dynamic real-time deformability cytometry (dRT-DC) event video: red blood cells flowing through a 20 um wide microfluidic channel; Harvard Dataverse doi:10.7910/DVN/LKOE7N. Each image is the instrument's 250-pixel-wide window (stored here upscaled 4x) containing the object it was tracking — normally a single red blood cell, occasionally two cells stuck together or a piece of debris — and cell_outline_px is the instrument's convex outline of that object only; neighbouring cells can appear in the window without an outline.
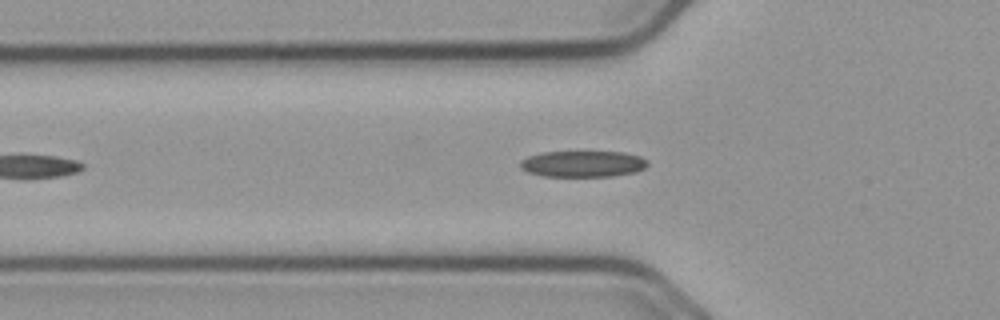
{"species": "common noctule bat (a hibernating species)", "species_latin": "Nyctalus noctula", "temperature_condition": "cold", "stored_images_in_passage": 16, "camera_frame_rate_fps": 3000, "um_per_image_px": 0.085, "animal": {"sex": "male", "body_mass_g": 23.1, "forearm_length_mm": 52.7}, "frame": {"image": 1, "passage_image": 2, "time_ms": 0.333, "image_size_px": [1000, 320], "cell_outline_px": [[648, 164], [644, 168], [636, 172], [612, 176], [544, 176], [528, 172], [520, 168], [520, 160], [528, 156], [540, 152], [624, 152], [640, 156], [648, 160]], "centroid_in_image_um": [49.54, 13.92], "position_along_channel_um": 76.3, "area_um2": 19.54}}
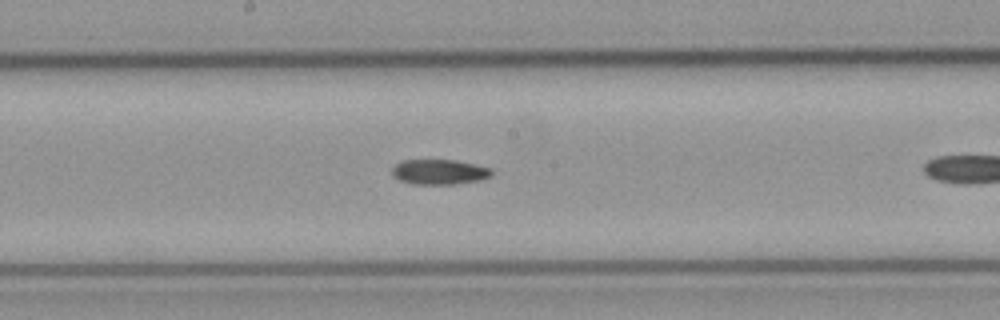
{"frame": {"image": 2, "passage_image": 9, "time_ms": 2.667, "image_size_px": [1000, 320], "cell_outline_px": [[492, 176], [480, 180], [456, 184], [412, 184], [400, 180], [392, 176], [392, 168], [400, 160], [456, 160], [492, 168]], "centroid_in_image_um": [37.34, 14.61], "position_along_channel_um": 210.9, "area_um2": 14.68}}
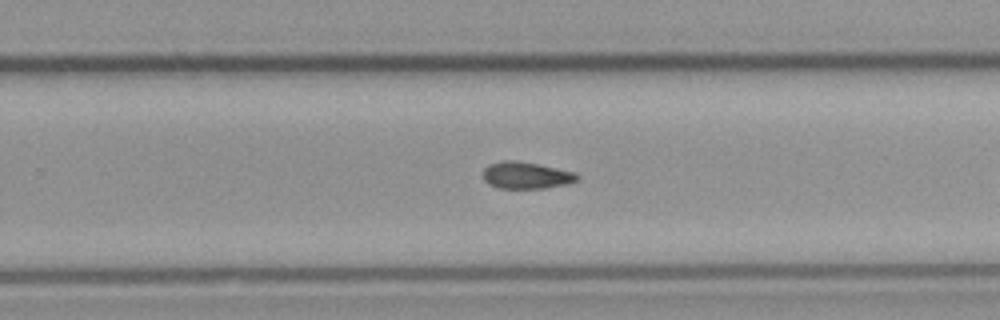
{"frame": {"image": 3, "passage_image": 15, "time_ms": 4.667, "image_size_px": [1000, 320], "cell_outline_px": [[580, 176], [576, 180], [568, 184], [544, 188], [496, 188], [488, 184], [484, 180], [484, 168], [488, 164], [504, 160], [516, 160], [576, 172]], "centroid_in_image_um": [44.71, 14.9], "position_along_channel_um": 285.1, "area_um2": 14.74}}